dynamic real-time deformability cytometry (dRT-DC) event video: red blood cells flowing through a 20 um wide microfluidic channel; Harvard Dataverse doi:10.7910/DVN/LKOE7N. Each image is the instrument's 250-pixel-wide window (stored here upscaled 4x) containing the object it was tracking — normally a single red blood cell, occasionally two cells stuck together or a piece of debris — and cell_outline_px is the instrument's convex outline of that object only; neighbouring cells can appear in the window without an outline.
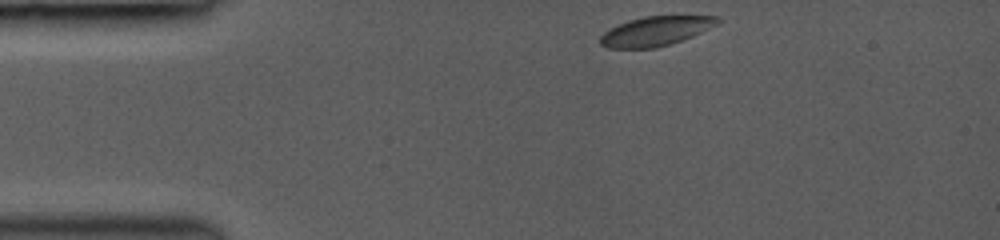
{"species": "common noctule bat (a hibernating species)", "species_latin": "Nyctalus noctula", "temperature_condition": "room temperature", "stored_images_in_passage": 8, "camera_frame_rate_fps": 3000, "um_per_image_px": 0.085, "animal": {"sex": "female", "body_mass_g": 19.0, "forearm_length_mm": 53.3}, "frame": {"image": 1, "passage_image": 1, "time_ms": 0.0, "image_size_px": [1000, 240], "cell_outline_px": [[720, 20], [716, 24], [692, 36], [656, 48], [608, 48], [600, 44], [600, 36], [604, 32], [628, 20], [644, 16], [720, 16]], "centroid_in_image_um": [55.7, 2.64], "position_along_channel_um": 29.3, "area_um2": 19.71}}
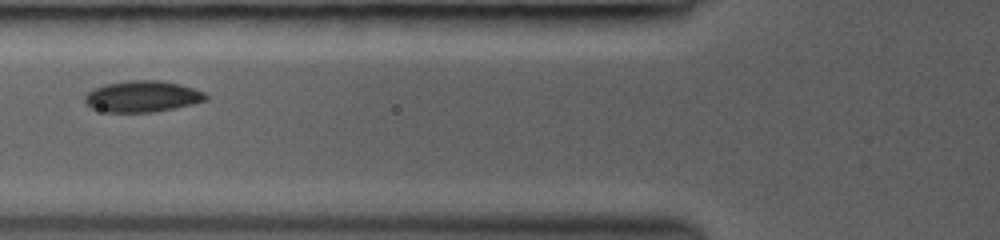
{"frame": {"image": 2, "passage_image": 6, "time_ms": 3.333, "image_size_px": [1000, 240], "cell_outline_px": [[208, 100], [192, 104], [152, 112], [104, 112], [92, 108], [84, 100], [84, 96], [88, 92], [104, 84], [128, 80], [160, 80], [180, 84], [204, 92], [208, 96]], "centroid_in_image_um": [12.1, 8.19], "position_along_channel_um": 113.7, "area_um2": 21.96}}
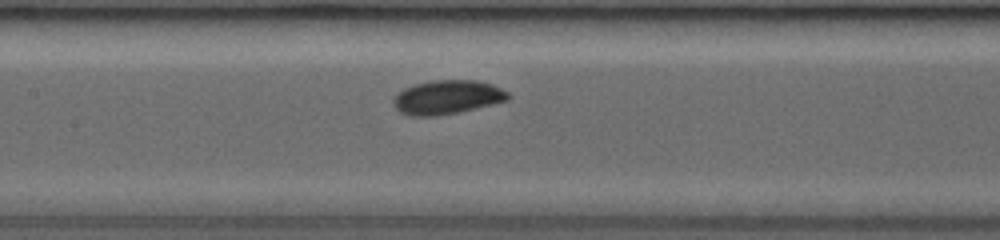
{"frame": {"image": 3, "passage_image": 8, "time_ms": 4.667, "image_size_px": [1000, 240], "cell_outline_px": [[512, 96], [508, 100], [460, 112], [436, 116], [408, 116], [400, 112], [392, 104], [392, 100], [396, 92], [412, 84], [432, 80], [480, 80], [492, 84], [508, 92]], "centroid_in_image_um": [37.98, 8.26], "position_along_channel_um": 169.4, "area_um2": 23.12}}